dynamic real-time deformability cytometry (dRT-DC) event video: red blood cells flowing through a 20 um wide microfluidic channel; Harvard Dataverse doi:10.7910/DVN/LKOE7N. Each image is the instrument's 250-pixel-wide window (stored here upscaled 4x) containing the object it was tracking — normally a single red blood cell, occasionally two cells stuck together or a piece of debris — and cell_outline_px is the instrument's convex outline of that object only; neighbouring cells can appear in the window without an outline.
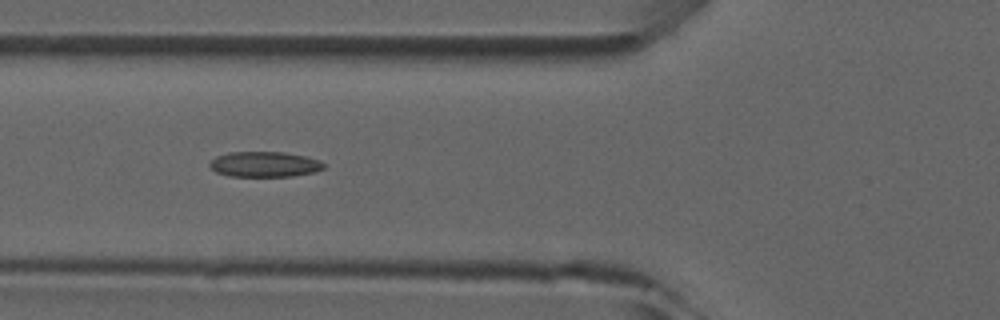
{"species": "common noctule bat (a hibernating species)", "species_latin": "Nyctalus noctula", "temperature_condition": "room temperature", "stored_images_in_passage": 7, "camera_frame_rate_fps": 3000, "um_per_image_px": 0.085, "animal": {"sex": "male", "forearm_length_mm": 52.5}, "frame": {"image": 1, "passage_image": 5, "time_ms": 4.333, "image_size_px": [1000, 320], "cell_outline_px": [[324, 168], [316, 172], [292, 176], [228, 176], [216, 172], [208, 164], [216, 156], [228, 152], [284, 152], [308, 156], [320, 160], [324, 164]], "centroid_in_image_um": [22.51, 13.96], "position_along_channel_um": 103.3, "area_um2": 16.99}}
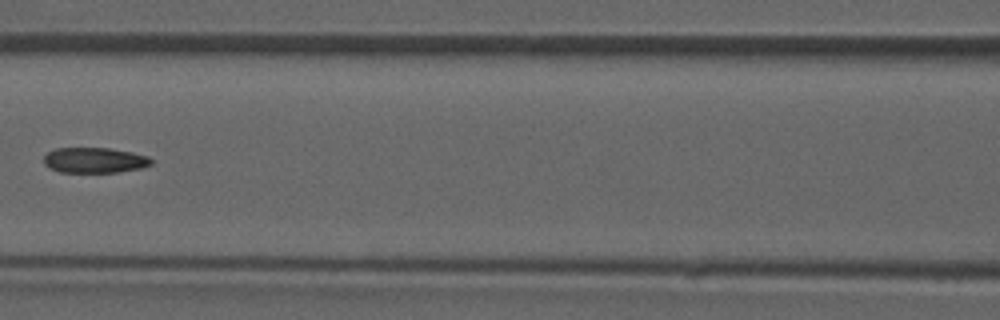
{"frame": {"image": 2, "passage_image": 6, "time_ms": 5.667, "image_size_px": [1000, 320], "cell_outline_px": [[152, 164], [140, 168], [116, 172], [60, 172], [48, 168], [44, 164], [44, 156], [48, 152], [56, 148], [112, 148], [132, 152], [148, 156], [152, 160]], "centroid_in_image_um": [8.02, 13.61], "position_along_channel_um": 158.6, "area_um2": 15.95}}